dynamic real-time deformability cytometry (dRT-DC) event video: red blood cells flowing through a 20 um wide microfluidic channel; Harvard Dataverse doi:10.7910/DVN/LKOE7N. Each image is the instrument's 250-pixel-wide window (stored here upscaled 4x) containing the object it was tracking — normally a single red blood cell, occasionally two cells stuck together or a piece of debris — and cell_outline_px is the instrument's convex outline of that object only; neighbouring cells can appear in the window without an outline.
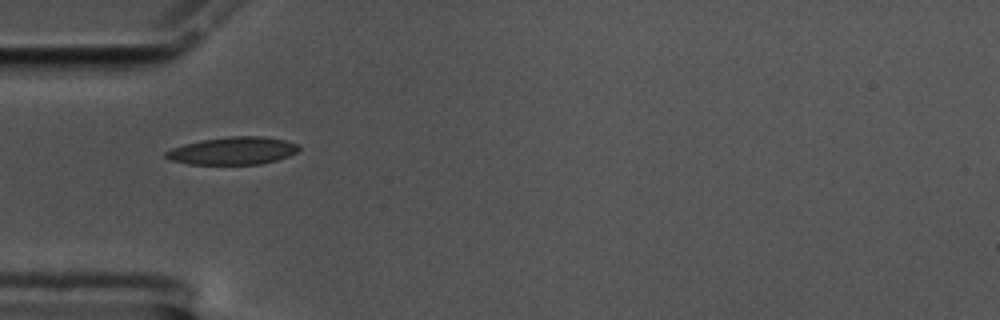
{"species": "common noctule bat (a hibernating species)", "species_latin": "Nyctalus noctula", "temperature_condition": "cold", "stored_images_in_passage": 22, "camera_frame_rate_fps": 3000, "um_per_image_px": 0.085, "animal": {"sex": "male", "body_mass_g": 17.5, "forearm_length_mm": 52.3}, "frame": {"image": 1, "passage_image": 1, "time_ms": 0.0, "image_size_px": [1000, 320], "cell_outline_px": [[300, 148], [296, 152], [288, 156], [276, 160], [260, 164], [188, 164], [168, 160], [164, 156], [164, 152], [172, 148], [184, 144], [200, 140], [228, 136], [264, 136], [284, 140], [296, 144]], "centroid_in_image_um": [19.74, 12.81], "position_along_channel_um": 65.3, "area_um2": 21.44}}
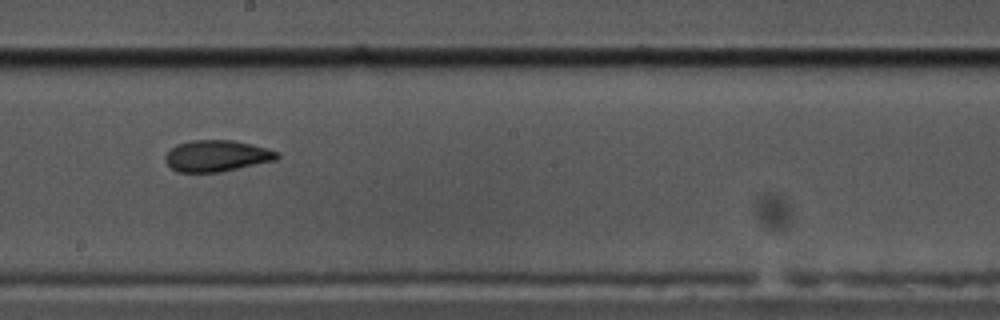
{"frame": {"image": 2, "passage_image": 15, "time_ms": 4.667, "image_size_px": [1000, 320], "cell_outline_px": [[280, 156], [276, 160], [220, 172], [176, 172], [164, 160], [164, 156], [176, 144], [192, 140], [232, 140], [252, 144], [276, 152]], "centroid_in_image_um": [18.39, 13.25], "position_along_channel_um": 229.8, "area_um2": 20.29}}
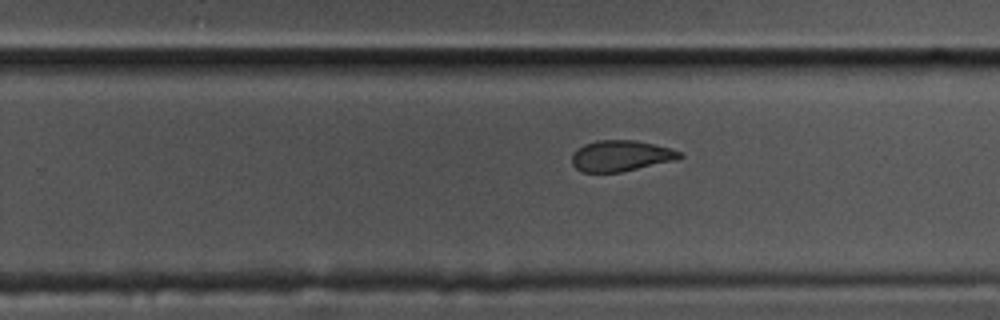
{"frame": {"image": 3, "passage_image": 19, "time_ms": 6.0, "image_size_px": [1000, 320], "cell_outline_px": [[684, 156], [676, 160], [620, 172], [584, 172], [576, 168], [572, 164], [572, 156], [576, 148], [584, 144], [596, 140], [636, 140], [672, 148], [680, 152]], "centroid_in_image_um": [52.77, 13.23], "position_along_channel_um": 277.0, "area_um2": 19.48}}